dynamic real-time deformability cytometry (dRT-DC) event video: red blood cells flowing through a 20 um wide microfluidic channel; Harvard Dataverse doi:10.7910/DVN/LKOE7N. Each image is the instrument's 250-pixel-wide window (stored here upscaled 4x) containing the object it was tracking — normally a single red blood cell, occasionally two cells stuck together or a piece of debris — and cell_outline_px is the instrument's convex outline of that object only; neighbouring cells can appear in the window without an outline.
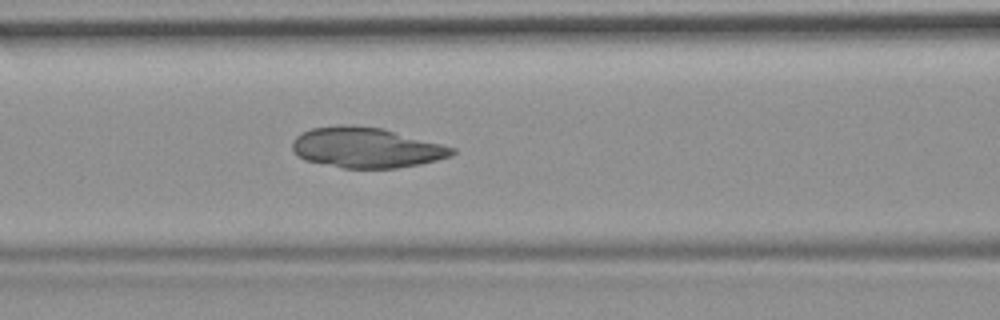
{"species": "common noctule bat (a hibernating species)", "species_latin": "Nyctalus noctula", "temperature_condition": "room temperature", "stored_images_in_passage": 35, "camera_frame_rate_fps": 3000, "um_per_image_px": 0.085, "animal": {"sex": "female", "body_mass_g": 19.9}, "frame": {"image": 1, "passage_image": 7, "time_ms": 2.0, "image_size_px": [1000, 320], "cell_outline_px": [[456, 152], [452, 156], [420, 164], [396, 168], [340, 168], [304, 160], [292, 148], [292, 140], [296, 136], [312, 128], [336, 124], [352, 124], [384, 128], [456, 148]], "centroid_in_image_um": [31.14, 12.54], "position_along_channel_um": 135.5, "area_um2": 37.86}}
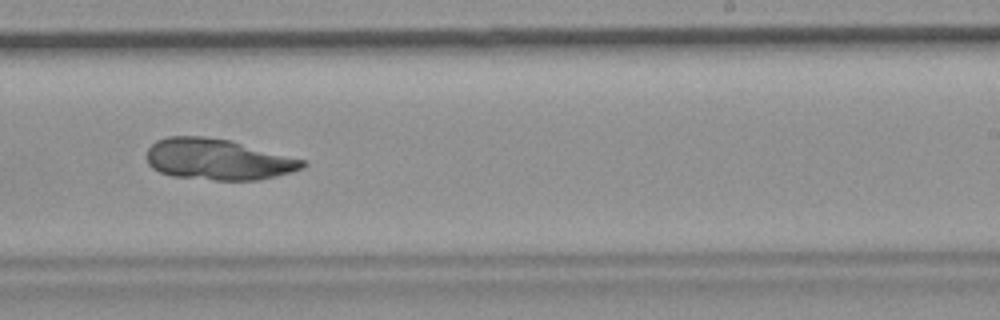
{"frame": {"image": 2, "passage_image": 18, "time_ms": 5.667, "image_size_px": [1000, 320], "cell_outline_px": [[308, 164], [304, 168], [292, 172], [260, 180], [212, 180], [172, 176], [160, 172], [152, 168], [148, 164], [148, 148], [156, 140], [168, 136], [204, 136], [232, 140], [304, 160]], "centroid_in_image_um": [18.53, 13.55], "position_along_channel_um": 270.5, "area_um2": 37.51}}
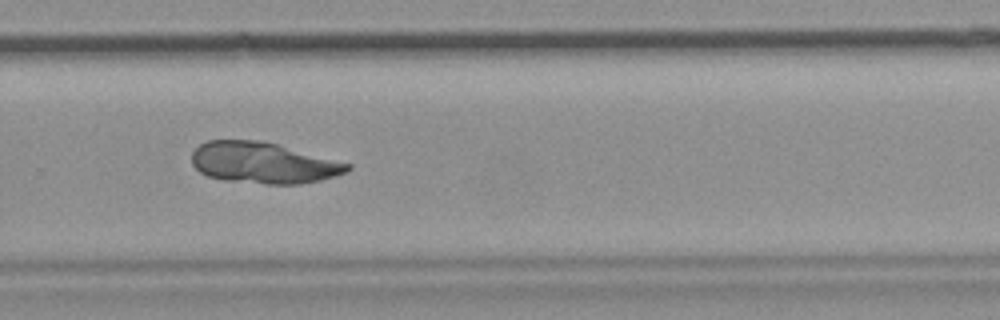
{"frame": {"image": 3, "passage_image": 21, "time_ms": 6.667, "image_size_px": [1000, 320], "cell_outline_px": [[352, 168], [348, 172], [320, 180], [300, 184], [264, 184], [224, 180], [208, 176], [200, 172], [192, 164], [192, 152], [200, 144], [208, 140], [260, 140], [276, 144], [352, 164]], "centroid_in_image_um": [22.37, 13.85], "position_along_channel_um": 307.4, "area_um2": 37.28}}